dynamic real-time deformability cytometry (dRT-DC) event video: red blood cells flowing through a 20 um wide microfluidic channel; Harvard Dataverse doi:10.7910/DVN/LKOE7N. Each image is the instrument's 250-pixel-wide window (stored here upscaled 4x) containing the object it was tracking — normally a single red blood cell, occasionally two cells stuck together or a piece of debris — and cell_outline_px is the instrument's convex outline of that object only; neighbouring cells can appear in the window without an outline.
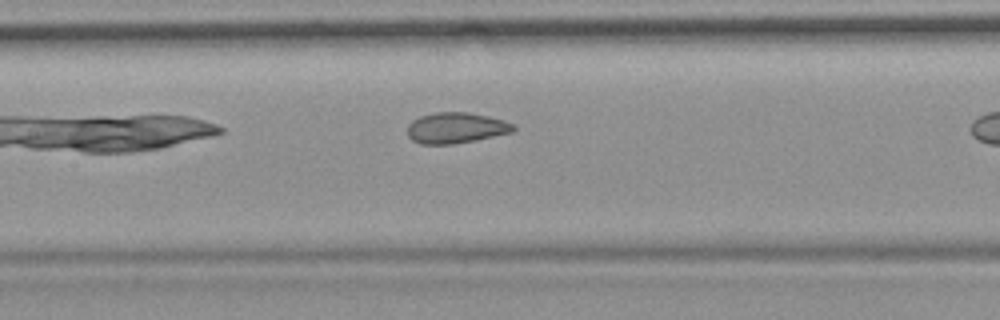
{"species": "common noctule bat (a hibernating species)", "species_latin": "Nyctalus noctula", "temperature_condition": "room temperature", "stored_images_in_passage": 6, "segment_of_instrument_passage": [1, 2], "camera_frame_rate_fps": 3000, "um_per_image_px": 0.085, "animal": {"sex": "female", "body_mass_g": 19.9}, "frame": {"image": 1, "passage_image": 5, "time_ms": 4.667, "image_size_px": [1000, 320], "cell_outline_px": [[516, 128], [512, 132], [476, 140], [452, 144], [420, 144], [412, 140], [408, 136], [408, 124], [412, 120], [420, 116], [436, 112], [468, 112], [488, 116], [504, 120], [516, 124]], "centroid_in_image_um": [38.77, 10.87], "position_along_channel_um": 168.6, "area_um2": 19.13}}